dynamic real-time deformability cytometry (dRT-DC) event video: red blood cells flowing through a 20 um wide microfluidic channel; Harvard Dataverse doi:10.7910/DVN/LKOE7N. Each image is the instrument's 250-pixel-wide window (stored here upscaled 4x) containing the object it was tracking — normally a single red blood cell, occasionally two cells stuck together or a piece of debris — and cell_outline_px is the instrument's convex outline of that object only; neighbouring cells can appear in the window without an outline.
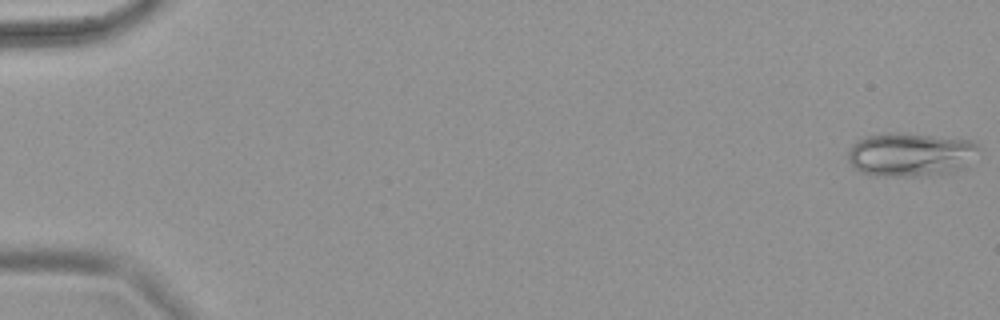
{"species": "common noctule bat (a hibernating species)", "species_latin": "Nyctalus noctula", "temperature_condition": "warm", "stored_images_in_passage": 67, "camera_frame_rate_fps": 3000, "um_per_image_px": 0.085, "animal": {"sex": "female", "body_mass_g": 18.4}, "frame": {"image": 1, "passage_image": 1, "time_ms": 0.0, "image_size_px": [1000, 320], "cell_outline_px": [[980, 148], [964, 168], [948, 172], [924, 176], [868, 176], [856, 172], [848, 160], [848, 152], [852, 144], [856, 140], [864, 136], [884, 132], [900, 132], [976, 140]], "centroid_in_image_um": [77.34, 13.12], "position_along_channel_um": 7.7, "area_um2": 34.16}}
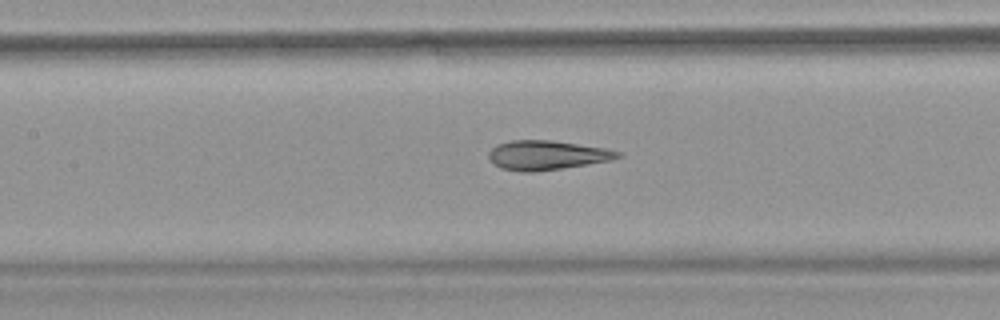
{"frame": {"image": 2, "passage_image": 32, "time_ms": 10.333, "image_size_px": [1000, 320], "cell_outline_px": [[624, 156], [612, 160], [536, 172], [520, 172], [500, 168], [492, 164], [488, 156], [488, 152], [496, 144], [512, 140], [552, 140], [604, 148], [624, 152]], "centroid_in_image_um": [46.47, 13.19], "position_along_channel_um": 160.9, "area_um2": 22.31}}
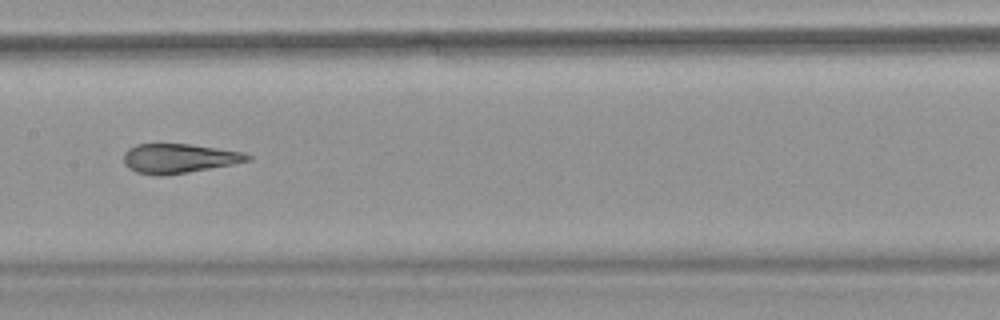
{"frame": {"image": 3, "passage_image": 35, "time_ms": 11.333, "image_size_px": [1000, 320], "cell_outline_px": [[252, 160], [232, 164], [188, 172], [160, 176], [156, 176], [136, 172], [128, 168], [124, 164], [124, 152], [128, 148], [136, 144], [192, 144], [244, 152], [252, 156]], "centroid_in_image_um": [15.2, 13.46], "position_along_channel_um": 192.2, "area_um2": 21.33}}